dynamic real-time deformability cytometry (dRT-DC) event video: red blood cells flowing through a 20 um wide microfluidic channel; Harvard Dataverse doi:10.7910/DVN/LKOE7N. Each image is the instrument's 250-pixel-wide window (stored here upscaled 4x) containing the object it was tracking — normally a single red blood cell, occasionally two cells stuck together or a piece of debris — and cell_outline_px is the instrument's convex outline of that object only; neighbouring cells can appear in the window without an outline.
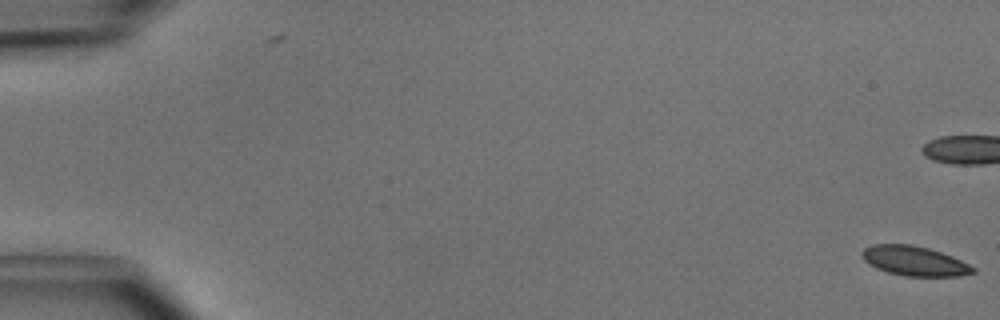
{"species": "common noctule bat (a hibernating species)", "species_latin": "Nyctalus noctula", "temperature_condition": "cold", "stored_images_in_passage": 2, "camera_frame_rate_fps": 3000, "um_per_image_px": 0.085, "animal": {"sex": "male", "body_mass_g": 15.6}, "frame": {"image": 1, "passage_image": 2, "time_ms": 0.333, "image_size_px": [1000, 320], "cell_outline_px": [[976, 272], [960, 276], [904, 276], [888, 272], [876, 268], [868, 264], [864, 260], [860, 252], [864, 248], [872, 244], [912, 244], [928, 248], [952, 256], [976, 268]], "centroid_in_image_um": [77.71, 22.18], "position_along_channel_um": 7.3, "area_um2": 19.25}}